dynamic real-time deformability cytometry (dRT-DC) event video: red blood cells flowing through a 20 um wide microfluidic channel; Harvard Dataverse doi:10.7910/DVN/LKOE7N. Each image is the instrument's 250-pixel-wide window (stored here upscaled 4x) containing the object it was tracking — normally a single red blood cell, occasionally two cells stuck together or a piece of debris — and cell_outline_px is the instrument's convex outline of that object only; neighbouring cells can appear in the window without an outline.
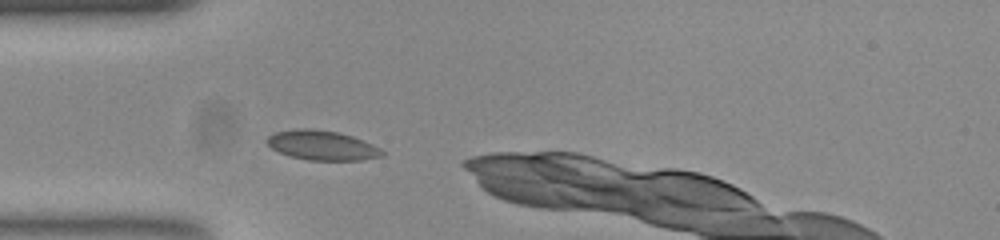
{"species": "common noctule bat (a hibernating species)", "species_latin": "Nyctalus noctula", "temperature_condition": "room temperature", "stored_images_in_passage": 21, "segment_of_instrument_passage": [1, 2], "camera_frame_rate_fps": 3000, "um_per_image_px": 0.085, "animal": {"sex": "female", "body_mass_g": 23.0, "forearm_length_mm": 53.4}, "frame": {"image": 1, "passage_image": 1, "time_ms": 0.0, "image_size_px": [1000, 240], "cell_outline_px": [[384, 156], [360, 160], [308, 160], [292, 156], [280, 152], [272, 148], [268, 144], [268, 136], [276, 132], [292, 128], [312, 128], [340, 132], [352, 136], [372, 144], [380, 148], [384, 152]], "centroid_in_image_um": [27.4, 12.34], "position_along_channel_um": 57.6, "area_um2": 19.83}}
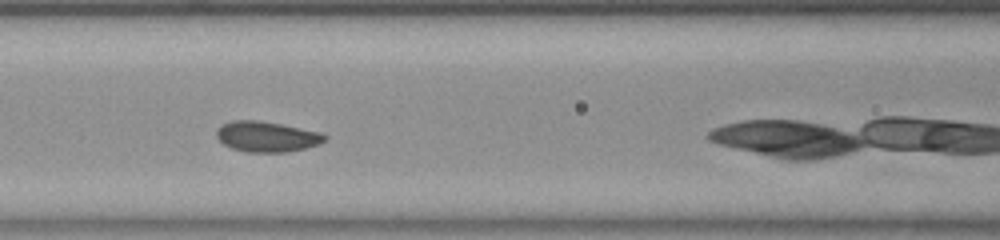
{"frame": {"image": 2, "passage_image": 8, "time_ms": 2.333, "image_size_px": [1000, 240], "cell_outline_px": [[328, 136], [324, 140], [316, 144], [304, 148], [288, 152], [248, 152], [232, 148], [224, 144], [216, 136], [216, 128], [232, 120], [256, 120], [280, 124], [320, 132]], "centroid_in_image_um": [22.64, 11.61], "position_along_channel_um": 144.0, "area_um2": 18.96}}
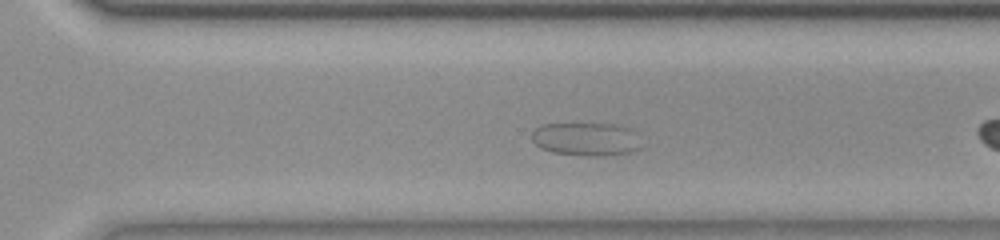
{"frame": {"image": 3, "passage_image": 19, "time_ms": 6.0, "image_size_px": [1000, 240], "cell_outline_px": [[640, 148], [628, 152], [600, 156], [588, 156], [552, 152], [540, 148], [532, 140], [532, 132], [540, 124], [616, 124], [628, 128]], "centroid_in_image_um": [49.7, 11.82], "position_along_channel_um": 320.9, "area_um2": 20.69}}